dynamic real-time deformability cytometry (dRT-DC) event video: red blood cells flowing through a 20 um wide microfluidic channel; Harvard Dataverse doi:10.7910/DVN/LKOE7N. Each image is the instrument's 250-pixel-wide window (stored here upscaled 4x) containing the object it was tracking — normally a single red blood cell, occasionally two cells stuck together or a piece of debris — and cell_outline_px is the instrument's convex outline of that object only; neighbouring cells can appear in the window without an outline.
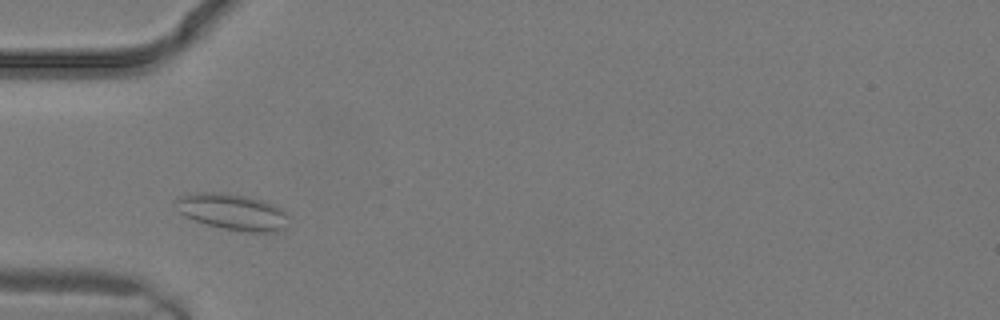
{"species": "common noctule bat (a hibernating species)", "species_latin": "Nyctalus noctula", "temperature_condition": "warm", "stored_images_in_passage": 1, "camera_frame_rate_fps": 3000, "um_per_image_px": 0.085, "animal": {"sex": "male", "body_mass_g": 19.2, "forearm_length_mm": 51.8}, "frame": {"image": 1, "passage_image": 1, "time_ms": 0.0, "image_size_px": [1000, 320], "cell_outline_px": [[288, 228], [280, 232], [244, 232], [204, 224], [184, 216], [180, 212], [176, 200], [176, 196], [196, 192], [224, 192], [248, 196], [272, 204], [280, 208], [288, 216]], "centroid_in_image_um": [19.79, 18.02], "position_along_channel_um": 65.2, "area_um2": 24.1}}